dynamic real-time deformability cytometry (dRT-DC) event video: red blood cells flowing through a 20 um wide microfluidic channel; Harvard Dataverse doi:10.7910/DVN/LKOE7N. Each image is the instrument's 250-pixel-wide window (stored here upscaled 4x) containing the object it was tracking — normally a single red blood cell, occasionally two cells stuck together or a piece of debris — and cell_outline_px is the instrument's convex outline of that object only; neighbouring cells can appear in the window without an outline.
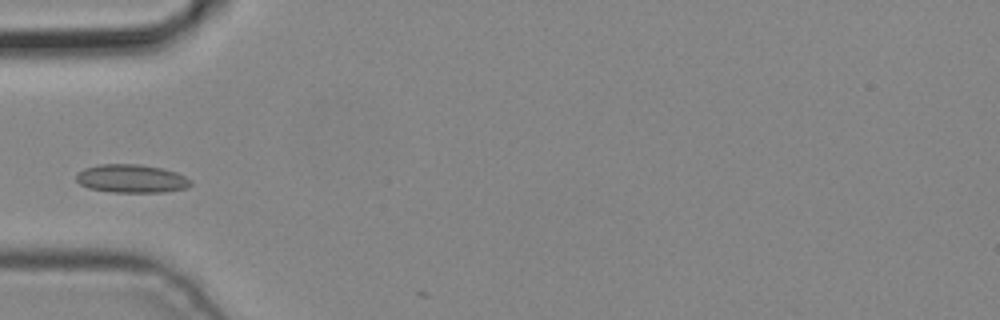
{"species": "common noctule bat (a hibernating species)", "species_latin": "Nyctalus noctula", "temperature_condition": "cold", "stored_images_in_passage": 4, "camera_frame_rate_fps": 3000, "um_per_image_px": 0.085, "animal": {"sex": "male", "body_mass_g": 19.2, "forearm_length_mm": 51.8}, "frame": {"image": 1, "passage_image": 3, "time_ms": 0.667, "image_size_px": [1000, 320], "cell_outline_px": [[192, 184], [188, 188], [164, 192], [112, 192], [88, 188], [80, 184], [76, 180], [76, 176], [84, 168], [100, 164], [140, 164], [164, 168], [176, 172], [192, 180]], "centroid_in_image_um": [11.21, 15.18], "position_along_channel_um": 73.8, "area_um2": 19.02}}
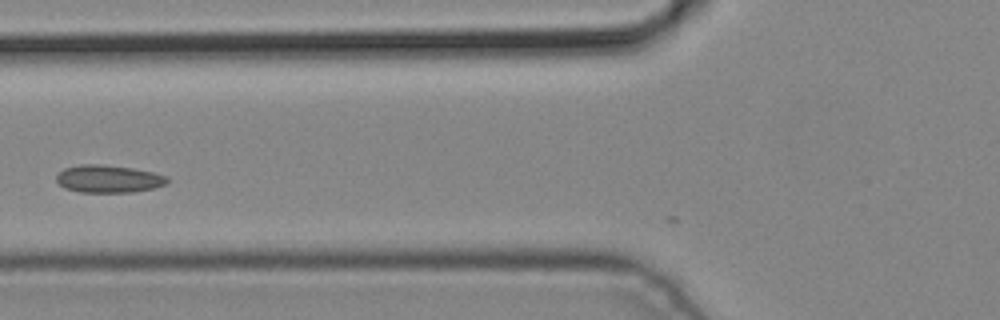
{"frame": {"image": 2, "passage_image": 4, "time_ms": 1.0, "image_size_px": [1000, 320], "cell_outline_px": [[172, 180], [168, 184], [152, 188], [132, 192], [80, 192], [64, 188], [56, 180], [56, 176], [64, 168], [80, 164], [100, 164], [132, 168], [152, 172], [168, 176]], "centroid_in_image_um": [9.25, 15.2], "position_along_channel_um": 116.5, "area_um2": 17.92}}